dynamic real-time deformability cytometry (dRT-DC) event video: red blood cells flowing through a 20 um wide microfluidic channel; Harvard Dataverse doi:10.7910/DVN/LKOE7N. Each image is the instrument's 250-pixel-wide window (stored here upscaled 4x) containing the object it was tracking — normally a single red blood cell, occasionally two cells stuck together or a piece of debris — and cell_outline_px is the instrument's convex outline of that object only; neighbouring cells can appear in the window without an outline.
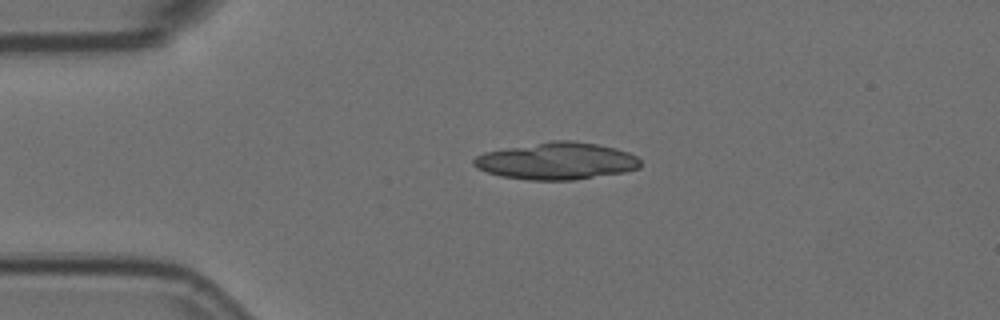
{"species": "Egyptian fruit bat (a non-hibernating species)", "species_latin": "Rousettus aegyptiacus", "temperature_condition": "room temperature", "stored_images_in_passage": 1, "camera_frame_rate_fps": 3000, "um_per_image_px": 0.085, "animal": {"sex": "female"}, "frame": {"image": 1, "passage_image": 1, "time_ms": 0.0, "image_size_px": [1000, 320], "cell_outline_px": [[640, 168], [624, 172], [572, 180], [528, 180], [500, 176], [476, 168], [472, 164], [472, 160], [476, 156], [484, 152], [552, 140], [572, 140], [596, 144], [616, 148], [628, 152], [636, 156], [640, 160]], "centroid_in_image_um": [47.3, 13.68], "position_along_channel_um": 37.7, "area_um2": 36.01}}